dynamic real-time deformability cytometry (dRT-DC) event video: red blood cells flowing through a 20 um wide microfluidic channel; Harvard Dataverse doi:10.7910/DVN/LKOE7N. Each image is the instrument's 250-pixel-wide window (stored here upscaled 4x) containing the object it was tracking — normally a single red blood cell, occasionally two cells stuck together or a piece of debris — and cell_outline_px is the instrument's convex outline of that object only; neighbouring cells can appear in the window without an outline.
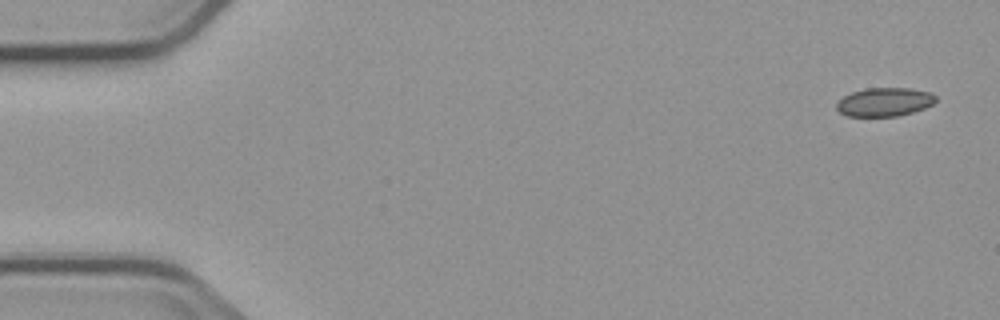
{"species": "common noctule bat (a hibernating species)", "species_latin": "Nyctalus noctula", "temperature_condition": "cold", "stored_images_in_passage": 5, "camera_frame_rate_fps": 3000, "um_per_image_px": 0.085, "animal": {"sex": "male", "body_mass_g": 23.1, "forearm_length_mm": 52.7}, "frame": {"image": 1, "passage_image": 1, "time_ms": 0.0, "image_size_px": [1000, 320], "cell_outline_px": [[936, 100], [932, 104], [924, 108], [912, 112], [896, 116], [848, 116], [840, 112], [836, 108], [836, 104], [844, 96], [852, 92], [864, 88], [912, 88], [928, 92], [936, 96]], "centroid_in_image_um": [75.17, 8.66], "position_along_channel_um": 9.8, "area_um2": 16.42}}
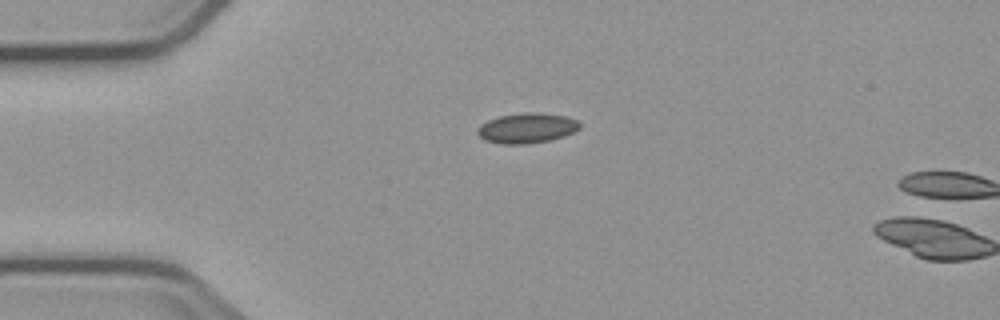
{"frame": {"image": 2, "passage_image": 4, "time_ms": 3.667, "image_size_px": [1000, 320], "cell_outline_px": [[580, 128], [564, 136], [548, 140], [528, 144], [500, 144], [484, 140], [476, 132], [488, 120], [500, 116], [528, 112], [532, 112], [564, 116], [576, 120], [580, 124]], "centroid_in_image_um": [44.78, 10.9], "position_along_channel_um": 40.2, "area_um2": 17.57}}